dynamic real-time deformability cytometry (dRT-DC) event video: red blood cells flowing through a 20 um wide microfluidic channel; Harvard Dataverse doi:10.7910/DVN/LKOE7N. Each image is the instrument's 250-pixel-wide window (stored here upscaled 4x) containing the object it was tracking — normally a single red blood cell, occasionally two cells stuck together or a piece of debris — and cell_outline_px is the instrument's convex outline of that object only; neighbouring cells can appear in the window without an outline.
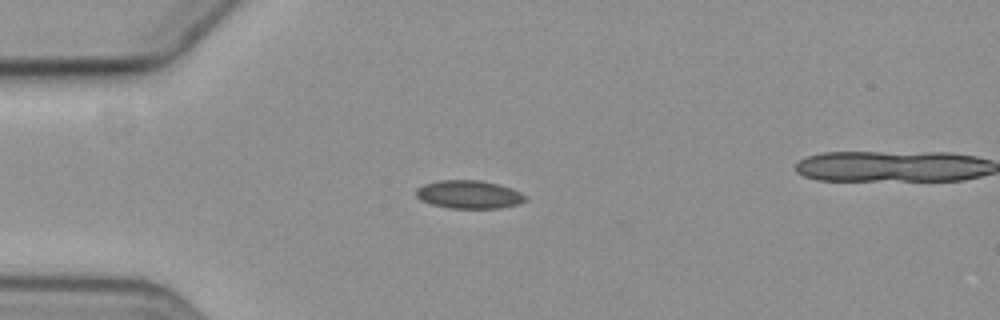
{"species": "common noctule bat (a hibernating species)", "species_latin": "Nyctalus noctula", "temperature_condition": "cold", "stored_images_in_passage": 2, "camera_frame_rate_fps": 3000, "um_per_image_px": 0.085, "animal": {"sex": "female", "body_mass_g": 19.3, "forearm_length_mm": 54.1}, "frame": {"image": 1, "passage_image": 1, "time_ms": 0.0, "image_size_px": [1000, 320], "cell_outline_px": [[528, 200], [520, 204], [500, 208], [448, 208], [432, 204], [420, 200], [416, 196], [416, 188], [424, 184], [440, 180], [480, 180], [500, 184], [520, 192], [528, 196]], "centroid_in_image_um": [39.89, 16.53], "position_along_channel_um": 45.1, "area_um2": 18.15}}